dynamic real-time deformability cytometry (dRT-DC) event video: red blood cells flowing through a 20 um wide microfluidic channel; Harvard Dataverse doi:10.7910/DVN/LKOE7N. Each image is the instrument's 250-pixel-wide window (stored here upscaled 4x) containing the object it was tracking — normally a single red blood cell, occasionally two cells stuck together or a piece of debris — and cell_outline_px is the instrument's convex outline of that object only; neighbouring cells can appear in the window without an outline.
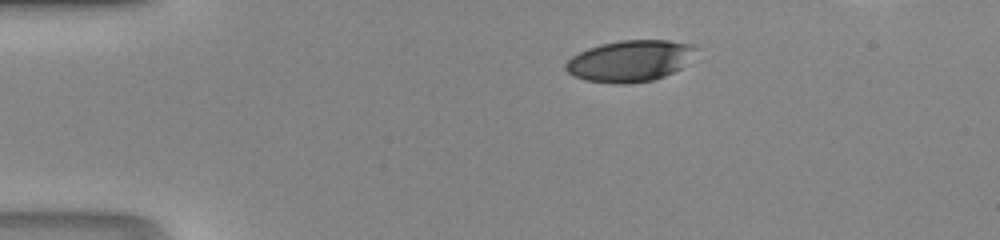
{"species": "human", "species_latin": "Homo sapiens", "temperature_condition": "room temperature", "stored_images_in_passage": 32, "camera_frame_rate_fps": 3000, "um_per_image_px": 0.085, "donor": {"sex": "male"}, "frame": {"image": 1, "passage_image": 1, "time_ms": 0.0, "image_size_px": [1000, 240], "cell_outline_px": [[696, 48], [680, 68], [664, 76], [652, 80], [628, 84], [620, 84], [584, 80], [572, 76], [564, 68], [564, 64], [572, 56], [588, 48], [600, 44], [620, 40], [668, 40], [692, 44]], "centroid_in_image_um": [53.47, 5.18], "position_along_channel_um": 31.5, "area_um2": 31.1}}
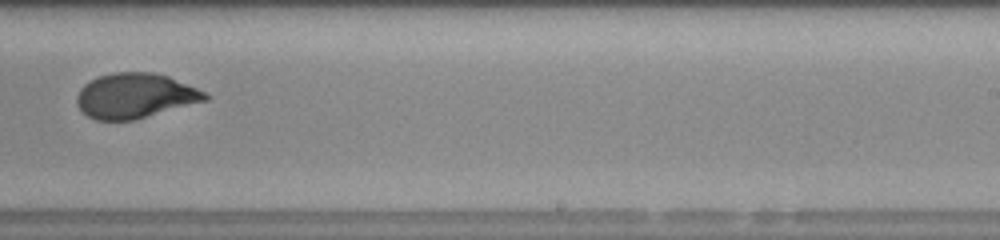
{"frame": {"image": 2, "passage_image": 22, "time_ms": 7.0, "image_size_px": [1000, 240], "cell_outline_px": [[208, 100], [132, 120], [96, 120], [88, 116], [76, 104], [76, 96], [80, 88], [84, 84], [100, 76], [112, 72], [152, 72], [168, 76], [196, 88], [204, 92], [208, 96]], "centroid_in_image_um": [11.45, 8.13], "position_along_channel_um": 277.5, "area_um2": 33.29}}
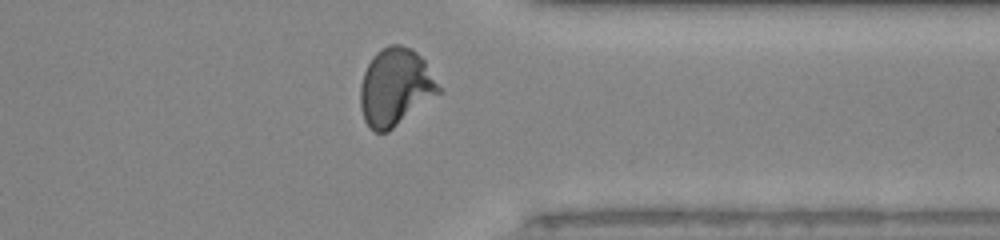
{"frame": {"image": 3, "passage_image": 29, "time_ms": 9.333, "image_size_px": [1000, 240], "cell_outline_px": [[444, 92], [388, 132], [376, 132], [368, 128], [364, 120], [360, 108], [360, 84], [364, 72], [372, 56], [376, 52], [388, 44], [400, 44], [412, 48], [424, 60]], "centroid_in_image_um": [33.62, 7.42], "position_along_channel_um": 377.8, "area_um2": 36.01}}